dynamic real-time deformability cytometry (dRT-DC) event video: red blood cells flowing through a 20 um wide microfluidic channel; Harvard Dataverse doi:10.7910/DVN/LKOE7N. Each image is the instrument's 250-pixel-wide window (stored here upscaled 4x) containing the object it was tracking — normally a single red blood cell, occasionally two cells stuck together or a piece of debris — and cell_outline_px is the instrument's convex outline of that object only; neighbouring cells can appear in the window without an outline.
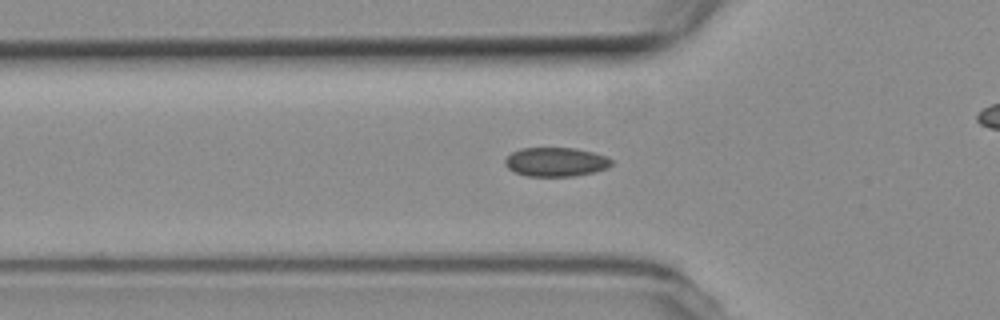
{"species": "common noctule bat (a hibernating species)", "species_latin": "Nyctalus noctula", "temperature_condition": "room temperature", "stored_images_in_passage": 45, "camera_frame_rate_fps": 3000, "um_per_image_px": 0.085, "animal": {"sex": "female", "body_mass_g": 19.3, "forearm_length_mm": 54.1}, "frame": {"image": 1, "passage_image": 17, "time_ms": 5.333, "image_size_px": [1000, 320], "cell_outline_px": [[612, 164], [608, 168], [592, 172], [572, 176], [528, 176], [516, 172], [508, 168], [504, 164], [504, 160], [512, 152], [520, 148], [576, 148], [592, 152], [604, 156], [612, 160]], "centroid_in_image_um": [47.22, 13.76], "position_along_channel_um": 78.6, "area_um2": 17.86}}
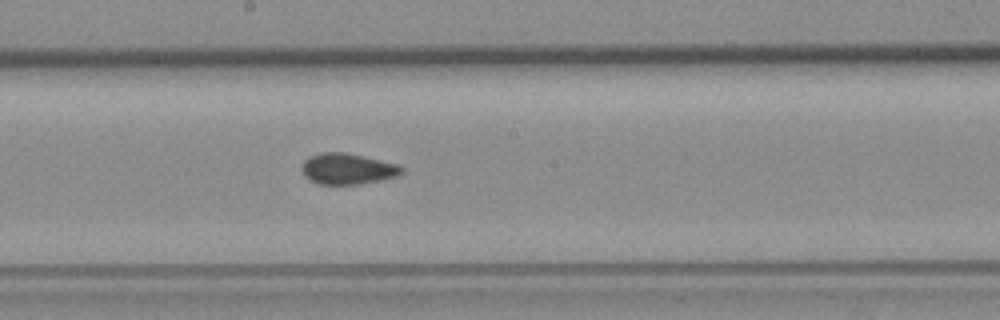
{"frame": {"image": 2, "passage_image": 28, "time_ms": 9.0, "image_size_px": [1000, 320], "cell_outline_px": [[404, 172], [396, 176], [380, 180], [360, 184], [320, 184], [304, 176], [300, 168], [304, 160], [308, 156], [320, 152], [344, 152], [396, 164], [404, 168]], "centroid_in_image_um": [29.5, 14.34], "position_along_channel_um": 218.7, "area_um2": 17.92}}
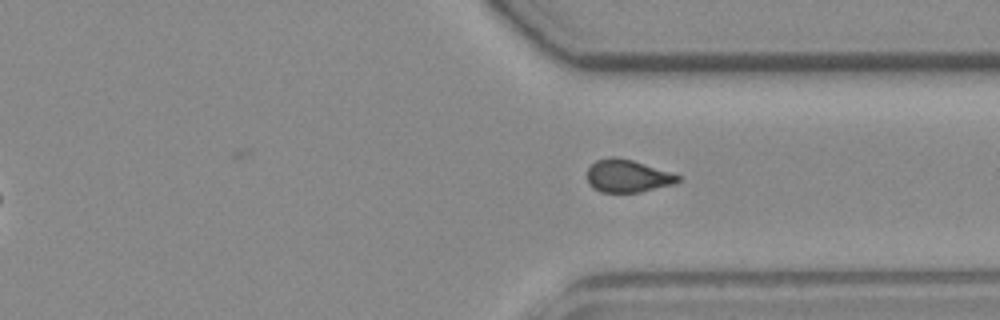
{"frame": {"image": 3, "passage_image": 39, "time_ms": 12.667, "image_size_px": [1000, 320], "cell_outline_px": [[680, 180], [676, 184], [640, 192], [600, 192], [592, 188], [588, 184], [588, 168], [596, 160], [612, 156], [616, 156], [632, 160], [680, 176]], "centroid_in_image_um": [53.31, 14.97], "position_along_channel_um": 358.1, "area_um2": 17.22}}